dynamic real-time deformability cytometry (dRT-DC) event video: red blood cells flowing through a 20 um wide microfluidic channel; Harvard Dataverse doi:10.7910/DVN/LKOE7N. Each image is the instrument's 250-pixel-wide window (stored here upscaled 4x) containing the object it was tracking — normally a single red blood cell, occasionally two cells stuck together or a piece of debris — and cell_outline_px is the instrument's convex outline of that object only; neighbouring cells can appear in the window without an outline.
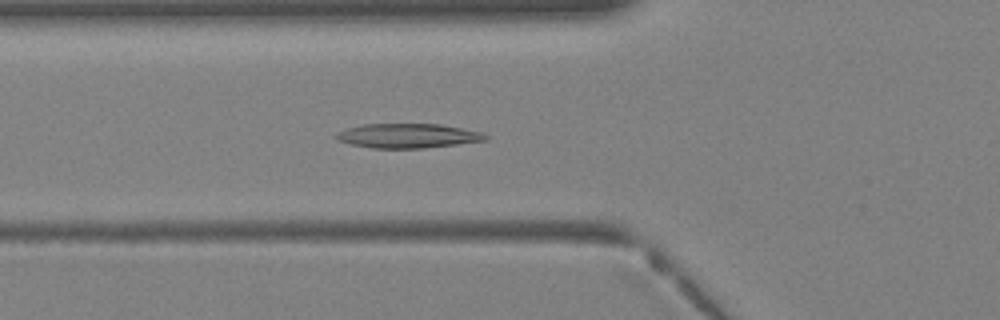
{"species": "Egyptian fruit bat (a non-hibernating species)", "species_latin": "Rousettus aegyptiacus", "temperature_condition": "warm", "stored_images_in_passage": 34, "camera_frame_rate_fps": 3000, "um_per_image_px": 0.085, "animal": {"sex": "female"}, "frame": {"image": 1, "passage_image": 14, "time_ms": 4.333, "image_size_px": [1000, 320], "cell_outline_px": [[488, 140], [424, 148], [372, 148], [352, 144], [336, 140], [332, 136], [336, 132], [348, 128], [364, 124], [440, 124], [480, 132], [488, 136]], "centroid_in_image_um": [34.61, 11.54], "position_along_channel_um": 91.2, "area_um2": 21.15}}
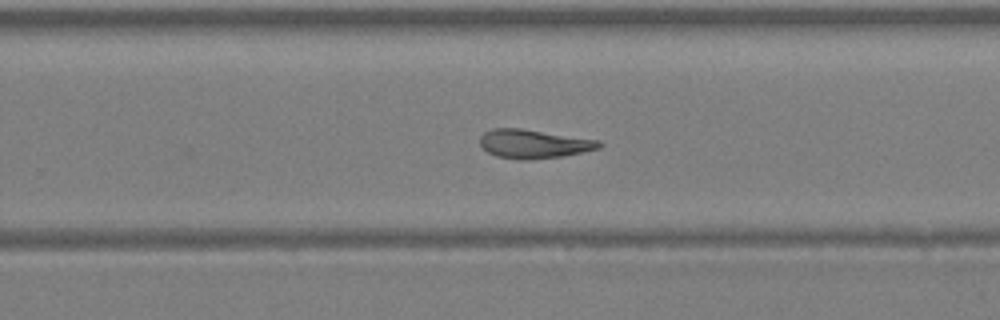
{"frame": {"image": 2, "passage_image": 25, "time_ms": 8.0, "image_size_px": [1000, 320], "cell_outline_px": [[604, 144], [600, 148], [564, 156], [528, 160], [524, 160], [496, 156], [488, 152], [480, 144], [480, 136], [484, 132], [492, 128], [520, 128], [600, 140]], "centroid_in_image_um": [45.38, 12.22], "position_along_channel_um": 284.4, "area_um2": 20.06}}
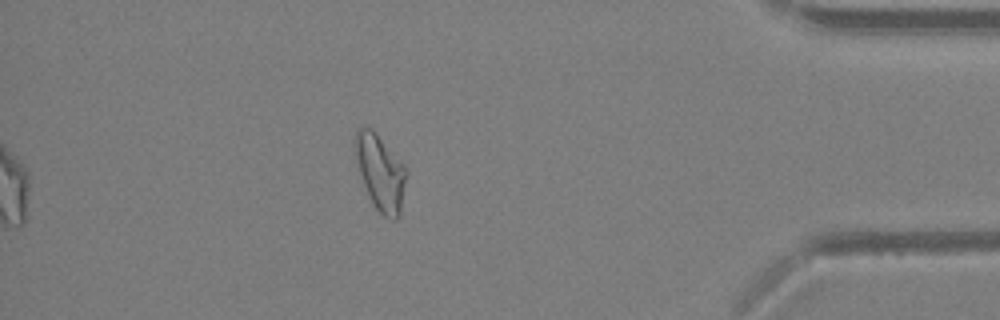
{"frame": {"image": 3, "passage_image": 34, "time_ms": 11.0, "image_size_px": [1000, 320], "cell_outline_px": [[408, 172], [400, 216], [396, 220], [392, 220], [384, 216], [372, 204], [368, 196], [360, 176], [356, 160], [356, 128], [372, 128], [404, 164]], "centroid_in_image_um": [32.37, 14.7], "position_along_channel_um": 402.8, "area_um2": 22.66}}